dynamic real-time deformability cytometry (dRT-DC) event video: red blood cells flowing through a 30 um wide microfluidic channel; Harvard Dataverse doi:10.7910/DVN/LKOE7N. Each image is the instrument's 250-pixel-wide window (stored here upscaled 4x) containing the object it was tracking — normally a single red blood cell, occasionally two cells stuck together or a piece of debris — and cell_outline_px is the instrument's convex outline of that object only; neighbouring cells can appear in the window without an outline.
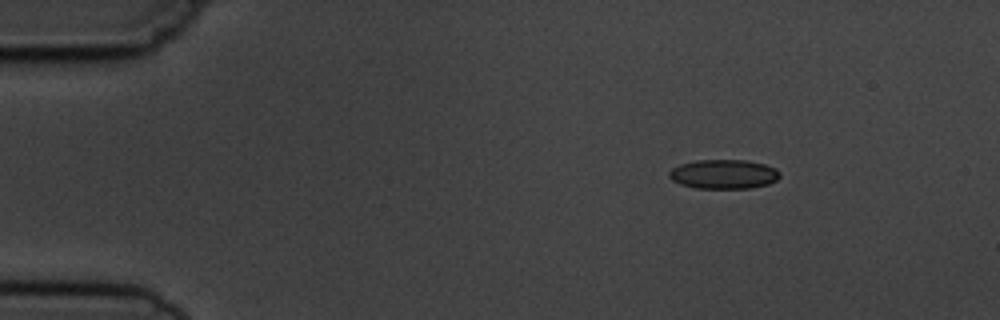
{"species": "common noctule bat (a hibernating species)", "species_latin": "Nyctalus noctula", "temperature_condition": "cold", "stored_images_in_passage": 3, "camera_frame_rate_fps": 3000, "um_per_image_px": 0.085, "animal": {"sex": "male", "body_mass_g": 19.5, "forearm_length_mm": 54.6}, "frame": {"image": 1, "passage_image": 1, "time_ms": 0.0, "image_size_px": [1000, 320], "cell_outline_px": [[780, 176], [776, 180], [768, 184], [752, 188], [696, 188], [680, 184], [672, 180], [668, 176], [668, 172], [672, 168], [680, 164], [696, 160], [744, 160], [764, 164], [776, 168], [780, 172]], "centroid_in_image_um": [61.5, 14.8], "position_along_channel_um": 23.5, "area_um2": 18.96}}